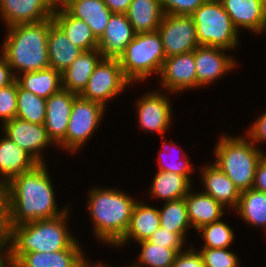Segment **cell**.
I'll use <instances>...</instances> for the list:
<instances>
[{
	"instance_id": "cell-1",
	"label": "cell",
	"mask_w": 266,
	"mask_h": 267,
	"mask_svg": "<svg viewBox=\"0 0 266 267\" xmlns=\"http://www.w3.org/2000/svg\"><path fill=\"white\" fill-rule=\"evenodd\" d=\"M47 163L37 164L6 185L8 226L52 219L66 213L70 205L58 208L53 178Z\"/></svg>"
},
{
	"instance_id": "cell-2",
	"label": "cell",
	"mask_w": 266,
	"mask_h": 267,
	"mask_svg": "<svg viewBox=\"0 0 266 267\" xmlns=\"http://www.w3.org/2000/svg\"><path fill=\"white\" fill-rule=\"evenodd\" d=\"M87 194L92 232L100 243L113 248L124 237L137 200L114 187L93 186Z\"/></svg>"
},
{
	"instance_id": "cell-3",
	"label": "cell",
	"mask_w": 266,
	"mask_h": 267,
	"mask_svg": "<svg viewBox=\"0 0 266 267\" xmlns=\"http://www.w3.org/2000/svg\"><path fill=\"white\" fill-rule=\"evenodd\" d=\"M5 29L0 54L7 60L16 77L49 67V19L38 23L16 24Z\"/></svg>"
},
{
	"instance_id": "cell-4",
	"label": "cell",
	"mask_w": 266,
	"mask_h": 267,
	"mask_svg": "<svg viewBox=\"0 0 266 267\" xmlns=\"http://www.w3.org/2000/svg\"><path fill=\"white\" fill-rule=\"evenodd\" d=\"M70 209L52 219H42L9 227V245L15 263L29 252H56L70 248L78 239L69 230ZM69 227V228H68Z\"/></svg>"
},
{
	"instance_id": "cell-5",
	"label": "cell",
	"mask_w": 266,
	"mask_h": 267,
	"mask_svg": "<svg viewBox=\"0 0 266 267\" xmlns=\"http://www.w3.org/2000/svg\"><path fill=\"white\" fill-rule=\"evenodd\" d=\"M213 163L217 165L241 191L252 188L255 170L265 151L244 134L219 135L213 149Z\"/></svg>"
},
{
	"instance_id": "cell-6",
	"label": "cell",
	"mask_w": 266,
	"mask_h": 267,
	"mask_svg": "<svg viewBox=\"0 0 266 267\" xmlns=\"http://www.w3.org/2000/svg\"><path fill=\"white\" fill-rule=\"evenodd\" d=\"M166 55L158 31L136 34L118 61L125 77L135 86L151 76L158 78Z\"/></svg>"
},
{
	"instance_id": "cell-7",
	"label": "cell",
	"mask_w": 266,
	"mask_h": 267,
	"mask_svg": "<svg viewBox=\"0 0 266 267\" xmlns=\"http://www.w3.org/2000/svg\"><path fill=\"white\" fill-rule=\"evenodd\" d=\"M199 46L233 50L239 47L240 34L220 0H206L192 15Z\"/></svg>"
},
{
	"instance_id": "cell-8",
	"label": "cell",
	"mask_w": 266,
	"mask_h": 267,
	"mask_svg": "<svg viewBox=\"0 0 266 267\" xmlns=\"http://www.w3.org/2000/svg\"><path fill=\"white\" fill-rule=\"evenodd\" d=\"M106 111L107 108L98 102L84 99L79 95L74 99L65 135L66 153L75 154L85 147L87 141L101 126Z\"/></svg>"
},
{
	"instance_id": "cell-9",
	"label": "cell",
	"mask_w": 266,
	"mask_h": 267,
	"mask_svg": "<svg viewBox=\"0 0 266 267\" xmlns=\"http://www.w3.org/2000/svg\"><path fill=\"white\" fill-rule=\"evenodd\" d=\"M128 86L132 87V83L125 77L118 59L102 58L79 96L107 108V102L119 97Z\"/></svg>"
},
{
	"instance_id": "cell-10",
	"label": "cell",
	"mask_w": 266,
	"mask_h": 267,
	"mask_svg": "<svg viewBox=\"0 0 266 267\" xmlns=\"http://www.w3.org/2000/svg\"><path fill=\"white\" fill-rule=\"evenodd\" d=\"M166 91L152 90L144 93L135 101L138 127L145 133L149 132L165 136L170 130L173 119L172 104ZM154 132V133H153Z\"/></svg>"
},
{
	"instance_id": "cell-11",
	"label": "cell",
	"mask_w": 266,
	"mask_h": 267,
	"mask_svg": "<svg viewBox=\"0 0 266 267\" xmlns=\"http://www.w3.org/2000/svg\"><path fill=\"white\" fill-rule=\"evenodd\" d=\"M167 57L194 51L199 45L191 16L164 14L157 29Z\"/></svg>"
},
{
	"instance_id": "cell-12",
	"label": "cell",
	"mask_w": 266,
	"mask_h": 267,
	"mask_svg": "<svg viewBox=\"0 0 266 267\" xmlns=\"http://www.w3.org/2000/svg\"><path fill=\"white\" fill-rule=\"evenodd\" d=\"M2 125V134L26 151L38 164L46 163L42 152L53 147L44 124H35L13 118Z\"/></svg>"
},
{
	"instance_id": "cell-13",
	"label": "cell",
	"mask_w": 266,
	"mask_h": 267,
	"mask_svg": "<svg viewBox=\"0 0 266 267\" xmlns=\"http://www.w3.org/2000/svg\"><path fill=\"white\" fill-rule=\"evenodd\" d=\"M161 88L177 95L188 90L197 89V75L194 61V51L167 57L158 76ZM165 89V90H164Z\"/></svg>"
},
{
	"instance_id": "cell-14",
	"label": "cell",
	"mask_w": 266,
	"mask_h": 267,
	"mask_svg": "<svg viewBox=\"0 0 266 267\" xmlns=\"http://www.w3.org/2000/svg\"><path fill=\"white\" fill-rule=\"evenodd\" d=\"M228 52L230 51L209 46H198L194 50L198 89L211 86L238 67L235 57Z\"/></svg>"
},
{
	"instance_id": "cell-15",
	"label": "cell",
	"mask_w": 266,
	"mask_h": 267,
	"mask_svg": "<svg viewBox=\"0 0 266 267\" xmlns=\"http://www.w3.org/2000/svg\"><path fill=\"white\" fill-rule=\"evenodd\" d=\"M78 95L61 89L46 99V119L44 127L48 138L56 146L65 151V135L74 99Z\"/></svg>"
},
{
	"instance_id": "cell-16",
	"label": "cell",
	"mask_w": 266,
	"mask_h": 267,
	"mask_svg": "<svg viewBox=\"0 0 266 267\" xmlns=\"http://www.w3.org/2000/svg\"><path fill=\"white\" fill-rule=\"evenodd\" d=\"M54 0H0V18L5 28L38 23L53 16Z\"/></svg>"
},
{
	"instance_id": "cell-17",
	"label": "cell",
	"mask_w": 266,
	"mask_h": 267,
	"mask_svg": "<svg viewBox=\"0 0 266 267\" xmlns=\"http://www.w3.org/2000/svg\"><path fill=\"white\" fill-rule=\"evenodd\" d=\"M202 167V168H201ZM199 171L201 178L202 192L213 197L223 207L235 210L240 198V190L232 180L214 163L204 164ZM230 209V210H229Z\"/></svg>"
},
{
	"instance_id": "cell-18",
	"label": "cell",
	"mask_w": 266,
	"mask_h": 267,
	"mask_svg": "<svg viewBox=\"0 0 266 267\" xmlns=\"http://www.w3.org/2000/svg\"><path fill=\"white\" fill-rule=\"evenodd\" d=\"M79 240L61 251L25 253L14 263V267H84L90 259L85 256Z\"/></svg>"
},
{
	"instance_id": "cell-19",
	"label": "cell",
	"mask_w": 266,
	"mask_h": 267,
	"mask_svg": "<svg viewBox=\"0 0 266 267\" xmlns=\"http://www.w3.org/2000/svg\"><path fill=\"white\" fill-rule=\"evenodd\" d=\"M148 201H136L128 228L124 237L113 247L121 248L129 245L130 242H141L148 240L151 235L160 228L159 210L147 203ZM129 242V244H128Z\"/></svg>"
},
{
	"instance_id": "cell-20",
	"label": "cell",
	"mask_w": 266,
	"mask_h": 267,
	"mask_svg": "<svg viewBox=\"0 0 266 267\" xmlns=\"http://www.w3.org/2000/svg\"><path fill=\"white\" fill-rule=\"evenodd\" d=\"M224 10L230 16L233 25L239 31L247 29L256 36L266 33L263 14V2L260 0H220Z\"/></svg>"
},
{
	"instance_id": "cell-21",
	"label": "cell",
	"mask_w": 266,
	"mask_h": 267,
	"mask_svg": "<svg viewBox=\"0 0 266 267\" xmlns=\"http://www.w3.org/2000/svg\"><path fill=\"white\" fill-rule=\"evenodd\" d=\"M136 33L126 14L112 13L106 30L99 39L98 50L103 58H116L124 52Z\"/></svg>"
},
{
	"instance_id": "cell-22",
	"label": "cell",
	"mask_w": 266,
	"mask_h": 267,
	"mask_svg": "<svg viewBox=\"0 0 266 267\" xmlns=\"http://www.w3.org/2000/svg\"><path fill=\"white\" fill-rule=\"evenodd\" d=\"M190 189L184 197L187 205L188 218L195 232L202 226L220 221L226 216V208L210 195ZM225 215V216H224Z\"/></svg>"
},
{
	"instance_id": "cell-23",
	"label": "cell",
	"mask_w": 266,
	"mask_h": 267,
	"mask_svg": "<svg viewBox=\"0 0 266 267\" xmlns=\"http://www.w3.org/2000/svg\"><path fill=\"white\" fill-rule=\"evenodd\" d=\"M0 137V182L7 185L14 177L30 171L38 163L22 148L9 140Z\"/></svg>"
},
{
	"instance_id": "cell-24",
	"label": "cell",
	"mask_w": 266,
	"mask_h": 267,
	"mask_svg": "<svg viewBox=\"0 0 266 267\" xmlns=\"http://www.w3.org/2000/svg\"><path fill=\"white\" fill-rule=\"evenodd\" d=\"M47 48L49 67L61 73L83 52L68 39L52 18L49 19Z\"/></svg>"
},
{
	"instance_id": "cell-25",
	"label": "cell",
	"mask_w": 266,
	"mask_h": 267,
	"mask_svg": "<svg viewBox=\"0 0 266 267\" xmlns=\"http://www.w3.org/2000/svg\"><path fill=\"white\" fill-rule=\"evenodd\" d=\"M103 58L97 49L83 51L72 64L61 73L62 88L79 95L87 85L95 67Z\"/></svg>"
},
{
	"instance_id": "cell-26",
	"label": "cell",
	"mask_w": 266,
	"mask_h": 267,
	"mask_svg": "<svg viewBox=\"0 0 266 267\" xmlns=\"http://www.w3.org/2000/svg\"><path fill=\"white\" fill-rule=\"evenodd\" d=\"M52 20L68 39L83 51L98 48L99 40L87 23L72 16L65 8H54Z\"/></svg>"
},
{
	"instance_id": "cell-27",
	"label": "cell",
	"mask_w": 266,
	"mask_h": 267,
	"mask_svg": "<svg viewBox=\"0 0 266 267\" xmlns=\"http://www.w3.org/2000/svg\"><path fill=\"white\" fill-rule=\"evenodd\" d=\"M65 9L72 16L86 22L98 40L104 34L112 15L103 0H76L70 2Z\"/></svg>"
},
{
	"instance_id": "cell-28",
	"label": "cell",
	"mask_w": 266,
	"mask_h": 267,
	"mask_svg": "<svg viewBox=\"0 0 266 267\" xmlns=\"http://www.w3.org/2000/svg\"><path fill=\"white\" fill-rule=\"evenodd\" d=\"M194 184H192L185 176L170 172L158 170L149 188L150 198L161 202H167L184 198Z\"/></svg>"
},
{
	"instance_id": "cell-29",
	"label": "cell",
	"mask_w": 266,
	"mask_h": 267,
	"mask_svg": "<svg viewBox=\"0 0 266 267\" xmlns=\"http://www.w3.org/2000/svg\"><path fill=\"white\" fill-rule=\"evenodd\" d=\"M126 15L139 34L157 31L164 13L160 0H132Z\"/></svg>"
},
{
	"instance_id": "cell-30",
	"label": "cell",
	"mask_w": 266,
	"mask_h": 267,
	"mask_svg": "<svg viewBox=\"0 0 266 267\" xmlns=\"http://www.w3.org/2000/svg\"><path fill=\"white\" fill-rule=\"evenodd\" d=\"M232 212L251 228L260 227L266 234V193L253 188L241 191L238 206Z\"/></svg>"
},
{
	"instance_id": "cell-31",
	"label": "cell",
	"mask_w": 266,
	"mask_h": 267,
	"mask_svg": "<svg viewBox=\"0 0 266 267\" xmlns=\"http://www.w3.org/2000/svg\"><path fill=\"white\" fill-rule=\"evenodd\" d=\"M16 80L23 89L44 99L62 89L61 72L50 67L19 74Z\"/></svg>"
},
{
	"instance_id": "cell-32",
	"label": "cell",
	"mask_w": 266,
	"mask_h": 267,
	"mask_svg": "<svg viewBox=\"0 0 266 267\" xmlns=\"http://www.w3.org/2000/svg\"><path fill=\"white\" fill-rule=\"evenodd\" d=\"M162 204V208H158L160 227L177 233L187 243V233L192 226L188 218L185 198L162 202Z\"/></svg>"
},
{
	"instance_id": "cell-33",
	"label": "cell",
	"mask_w": 266,
	"mask_h": 267,
	"mask_svg": "<svg viewBox=\"0 0 266 267\" xmlns=\"http://www.w3.org/2000/svg\"><path fill=\"white\" fill-rule=\"evenodd\" d=\"M165 138L166 136H162L161 138L163 142L162 146L160 147L159 154L156 158L158 163L157 169L181 174L185 176L191 183H193V178L191 176L194 175L192 173L196 172L197 169L193 167V163H190L191 160H189V156H187V153L182 150V147L180 148V146H177L176 142L172 140L167 142ZM171 151H174L176 153L175 155L177 156L174 157L173 155V157L176 159H174L173 157H171L170 159L168 157L171 156Z\"/></svg>"
},
{
	"instance_id": "cell-34",
	"label": "cell",
	"mask_w": 266,
	"mask_h": 267,
	"mask_svg": "<svg viewBox=\"0 0 266 267\" xmlns=\"http://www.w3.org/2000/svg\"><path fill=\"white\" fill-rule=\"evenodd\" d=\"M140 253L131 267H171L178 252L165 245H158L149 240L136 243Z\"/></svg>"
},
{
	"instance_id": "cell-35",
	"label": "cell",
	"mask_w": 266,
	"mask_h": 267,
	"mask_svg": "<svg viewBox=\"0 0 266 267\" xmlns=\"http://www.w3.org/2000/svg\"><path fill=\"white\" fill-rule=\"evenodd\" d=\"M46 99L23 89L17 82V113L16 118L44 124L46 119Z\"/></svg>"
},
{
	"instance_id": "cell-36",
	"label": "cell",
	"mask_w": 266,
	"mask_h": 267,
	"mask_svg": "<svg viewBox=\"0 0 266 267\" xmlns=\"http://www.w3.org/2000/svg\"><path fill=\"white\" fill-rule=\"evenodd\" d=\"M213 222L197 230L198 237L203 240L202 248H229L235 240V232L225 221Z\"/></svg>"
},
{
	"instance_id": "cell-37",
	"label": "cell",
	"mask_w": 266,
	"mask_h": 267,
	"mask_svg": "<svg viewBox=\"0 0 266 267\" xmlns=\"http://www.w3.org/2000/svg\"><path fill=\"white\" fill-rule=\"evenodd\" d=\"M202 255L204 267H235L242 259L236 252L229 248H201L198 249Z\"/></svg>"
},
{
	"instance_id": "cell-38",
	"label": "cell",
	"mask_w": 266,
	"mask_h": 267,
	"mask_svg": "<svg viewBox=\"0 0 266 267\" xmlns=\"http://www.w3.org/2000/svg\"><path fill=\"white\" fill-rule=\"evenodd\" d=\"M17 113V80L0 88V121L4 124L16 118Z\"/></svg>"
},
{
	"instance_id": "cell-39",
	"label": "cell",
	"mask_w": 266,
	"mask_h": 267,
	"mask_svg": "<svg viewBox=\"0 0 266 267\" xmlns=\"http://www.w3.org/2000/svg\"><path fill=\"white\" fill-rule=\"evenodd\" d=\"M206 0H160L162 11L168 15L191 16Z\"/></svg>"
},
{
	"instance_id": "cell-40",
	"label": "cell",
	"mask_w": 266,
	"mask_h": 267,
	"mask_svg": "<svg viewBox=\"0 0 266 267\" xmlns=\"http://www.w3.org/2000/svg\"><path fill=\"white\" fill-rule=\"evenodd\" d=\"M148 240L158 245H165L177 252L183 251L187 247L186 242L177 233L163 227L157 229Z\"/></svg>"
},
{
	"instance_id": "cell-41",
	"label": "cell",
	"mask_w": 266,
	"mask_h": 267,
	"mask_svg": "<svg viewBox=\"0 0 266 267\" xmlns=\"http://www.w3.org/2000/svg\"><path fill=\"white\" fill-rule=\"evenodd\" d=\"M171 267H204V262L198 249H194L191 243L188 248L178 252Z\"/></svg>"
},
{
	"instance_id": "cell-42",
	"label": "cell",
	"mask_w": 266,
	"mask_h": 267,
	"mask_svg": "<svg viewBox=\"0 0 266 267\" xmlns=\"http://www.w3.org/2000/svg\"><path fill=\"white\" fill-rule=\"evenodd\" d=\"M253 144L260 146L266 144V111L255 118L253 123L247 128V132L244 133Z\"/></svg>"
},
{
	"instance_id": "cell-43",
	"label": "cell",
	"mask_w": 266,
	"mask_h": 267,
	"mask_svg": "<svg viewBox=\"0 0 266 267\" xmlns=\"http://www.w3.org/2000/svg\"><path fill=\"white\" fill-rule=\"evenodd\" d=\"M252 188L266 193V157L263 156L258 162Z\"/></svg>"
},
{
	"instance_id": "cell-44",
	"label": "cell",
	"mask_w": 266,
	"mask_h": 267,
	"mask_svg": "<svg viewBox=\"0 0 266 267\" xmlns=\"http://www.w3.org/2000/svg\"><path fill=\"white\" fill-rule=\"evenodd\" d=\"M16 80L12 68L7 60L0 54V88L12 84Z\"/></svg>"
},
{
	"instance_id": "cell-45",
	"label": "cell",
	"mask_w": 266,
	"mask_h": 267,
	"mask_svg": "<svg viewBox=\"0 0 266 267\" xmlns=\"http://www.w3.org/2000/svg\"><path fill=\"white\" fill-rule=\"evenodd\" d=\"M8 239L9 227L7 205H0V242L8 241Z\"/></svg>"
},
{
	"instance_id": "cell-46",
	"label": "cell",
	"mask_w": 266,
	"mask_h": 267,
	"mask_svg": "<svg viewBox=\"0 0 266 267\" xmlns=\"http://www.w3.org/2000/svg\"><path fill=\"white\" fill-rule=\"evenodd\" d=\"M0 267H14L9 241L0 242Z\"/></svg>"
},
{
	"instance_id": "cell-47",
	"label": "cell",
	"mask_w": 266,
	"mask_h": 267,
	"mask_svg": "<svg viewBox=\"0 0 266 267\" xmlns=\"http://www.w3.org/2000/svg\"><path fill=\"white\" fill-rule=\"evenodd\" d=\"M112 13L126 14L132 0H103Z\"/></svg>"
},
{
	"instance_id": "cell-48",
	"label": "cell",
	"mask_w": 266,
	"mask_h": 267,
	"mask_svg": "<svg viewBox=\"0 0 266 267\" xmlns=\"http://www.w3.org/2000/svg\"><path fill=\"white\" fill-rule=\"evenodd\" d=\"M0 205H7L6 185L0 182Z\"/></svg>"
},
{
	"instance_id": "cell-49",
	"label": "cell",
	"mask_w": 266,
	"mask_h": 267,
	"mask_svg": "<svg viewBox=\"0 0 266 267\" xmlns=\"http://www.w3.org/2000/svg\"><path fill=\"white\" fill-rule=\"evenodd\" d=\"M102 261L92 262L91 260L84 267H115L111 264L101 263Z\"/></svg>"
},
{
	"instance_id": "cell-50",
	"label": "cell",
	"mask_w": 266,
	"mask_h": 267,
	"mask_svg": "<svg viewBox=\"0 0 266 267\" xmlns=\"http://www.w3.org/2000/svg\"><path fill=\"white\" fill-rule=\"evenodd\" d=\"M76 0H54L55 8H65L70 2H74Z\"/></svg>"
},
{
	"instance_id": "cell-51",
	"label": "cell",
	"mask_w": 266,
	"mask_h": 267,
	"mask_svg": "<svg viewBox=\"0 0 266 267\" xmlns=\"http://www.w3.org/2000/svg\"><path fill=\"white\" fill-rule=\"evenodd\" d=\"M263 14H264L265 25H266V0L263 2Z\"/></svg>"
},
{
	"instance_id": "cell-52",
	"label": "cell",
	"mask_w": 266,
	"mask_h": 267,
	"mask_svg": "<svg viewBox=\"0 0 266 267\" xmlns=\"http://www.w3.org/2000/svg\"><path fill=\"white\" fill-rule=\"evenodd\" d=\"M241 262H239L235 267H242V265H240Z\"/></svg>"
}]
</instances>
